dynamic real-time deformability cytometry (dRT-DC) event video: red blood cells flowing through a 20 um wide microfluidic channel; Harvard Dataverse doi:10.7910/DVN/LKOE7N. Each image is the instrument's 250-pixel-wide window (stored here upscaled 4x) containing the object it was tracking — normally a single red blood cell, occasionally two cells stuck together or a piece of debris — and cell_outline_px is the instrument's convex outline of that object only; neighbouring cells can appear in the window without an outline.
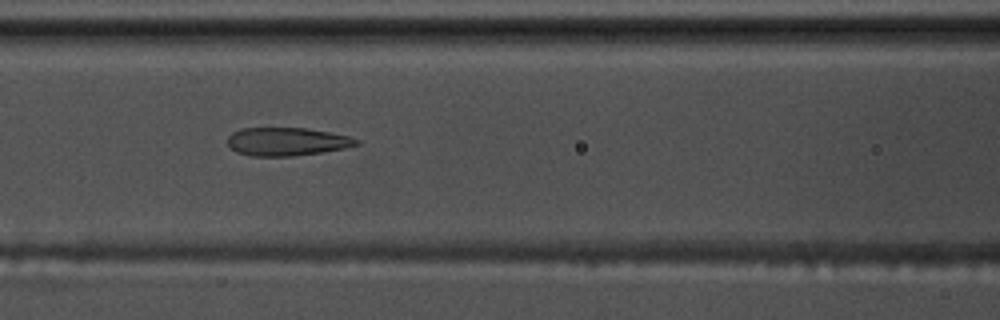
{"species": "common noctule bat (a hibernating species)", "species_latin": "Nyctalus noctula", "temperature_condition": "warm", "stored_images_in_passage": 40, "camera_frame_rate_fps": 3000, "um_per_image_px": 0.085, "animal": {"sex": "male", "body_mass_g": 17.5, "forearm_length_mm": 52.3}, "frame": {"image": 1, "passage_image": 9, "time_ms": 2.667, "image_size_px": [1000, 320], "cell_outline_px": [[360, 144], [344, 148], [324, 152], [292, 156], [252, 156], [236, 152], [228, 144], [228, 136], [232, 132], [240, 128], [304, 128], [328, 132], [348, 136], [360, 140]], "centroid_in_image_um": [24.37, 12.04], "position_along_channel_um": 142.2, "area_um2": 21.15}}
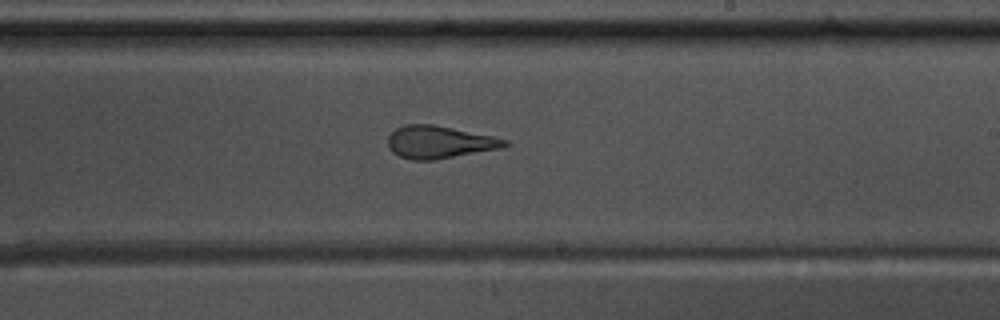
{"frame": {"image": 2, "passage_image": 18, "time_ms": 5.667, "image_size_px": [1000, 320], "cell_outline_px": [[508, 144], [500, 148], [436, 160], [412, 160], [400, 156], [392, 152], [388, 148], [388, 136], [396, 128], [404, 124], [432, 124], [492, 136], [508, 140]], "centroid_in_image_um": [37.3, 12.08], "position_along_channel_um": 251.7, "area_um2": 22.02}}
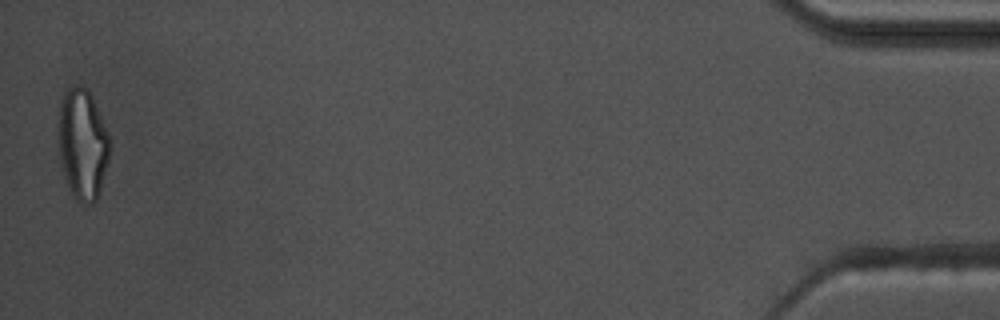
{"frame": {"image": 3, "passage_image": 40, "time_ms": 13.0, "image_size_px": [1000, 320], "cell_outline_px": [[108, 160], [100, 188], [96, 200], [92, 204], [80, 204], [72, 196], [64, 172], [56, 140], [56, 124], [60, 100], [64, 92], [68, 88], [76, 84], [80, 84], [88, 88], [92, 96], [108, 132]], "centroid_in_image_um": [6.96, 12.19], "position_along_channel_um": 428.2, "area_um2": 33.58}, "authors_computed_cell_mechanics": {"area_um2": 23.1489, "velocity_mm_per_s": 3.6629, "shape_relaxation_time_tau1_ms": null, "shape_relaxation_time_tau2_ms": 1.5364, "deformation_change_tau1": null, "deformation_change_tau2": 0.0908}}